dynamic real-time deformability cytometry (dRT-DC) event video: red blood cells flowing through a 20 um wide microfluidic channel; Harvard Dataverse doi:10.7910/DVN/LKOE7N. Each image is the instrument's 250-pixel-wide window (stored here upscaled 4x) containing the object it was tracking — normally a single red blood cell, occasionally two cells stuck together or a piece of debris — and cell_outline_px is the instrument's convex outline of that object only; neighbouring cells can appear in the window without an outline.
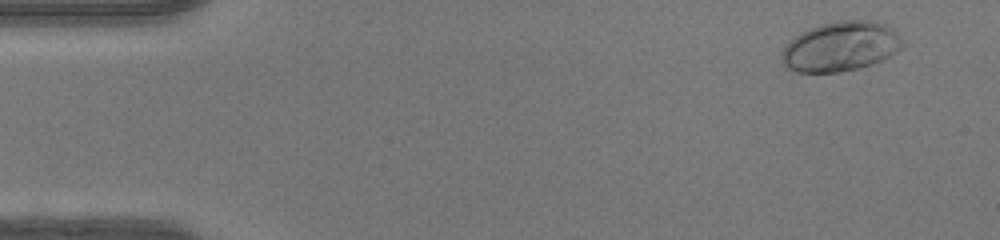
{"species": "human", "species_latin": "Homo sapiens", "temperature_condition": "warm", "stored_images_in_passage": 47, "camera_frame_rate_fps": 3000, "um_per_image_px": 0.085, "donor": {"sex": "female"}, "frame": {"image": 1, "passage_image": 3, "time_ms": 0.667, "image_size_px": [1000, 240], "cell_outline_px": [[908, 44], [896, 52], [872, 64], [840, 72], [796, 72], [788, 68], [780, 60], [780, 56], [784, 48], [796, 36], [812, 28], [836, 20], [876, 20], [888, 24]], "centroid_in_image_um": [71.52, 3.94], "position_along_channel_um": 13.5, "area_um2": 34.97}}
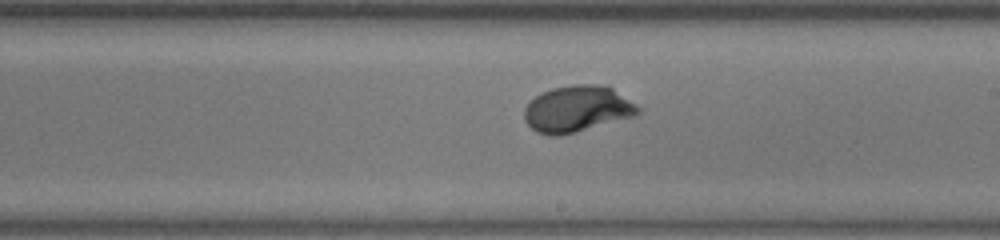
{"frame": {"image": 2, "passage_image": 27, "time_ms": 8.667, "image_size_px": [1000, 240], "cell_outline_px": [[640, 112], [632, 116], [576, 132], [560, 136], [548, 136], [536, 132], [524, 120], [524, 108], [536, 96], [552, 88], [572, 84], [596, 84], [612, 88], [636, 104], [640, 108]], "centroid_in_image_um": [49.03, 9.26], "position_along_channel_um": 240.0, "area_um2": 30.46}}
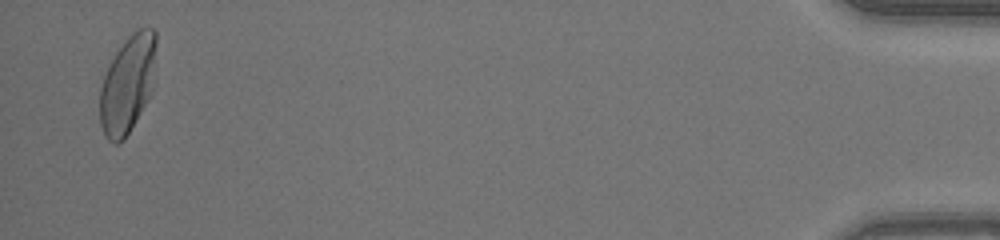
{"frame": {"image": 3, "passage_image": 46, "time_ms": 15.0, "image_size_px": [1000, 240], "cell_outline_px": [[156, 44], [152, 92], [148, 100], [124, 140], [116, 144], [108, 140], [104, 136], [100, 124], [100, 88], [104, 76], [116, 52], [124, 40], [136, 28], [152, 28], [156, 32]], "centroid_in_image_um": [10.85, 7.16], "position_along_channel_um": 424.4, "area_um2": 32.08}, "authors_computed_cell_mechanics": {"area_um2": 30.1138, "velocity_mm_per_s": 4.3746, "shape_relaxation_time_tau1_ms": 2.7584, "shape_relaxation_time_tau2_ms": null, "deformation_change_tau1": 0.1694, "deformation_change_tau2": null}}